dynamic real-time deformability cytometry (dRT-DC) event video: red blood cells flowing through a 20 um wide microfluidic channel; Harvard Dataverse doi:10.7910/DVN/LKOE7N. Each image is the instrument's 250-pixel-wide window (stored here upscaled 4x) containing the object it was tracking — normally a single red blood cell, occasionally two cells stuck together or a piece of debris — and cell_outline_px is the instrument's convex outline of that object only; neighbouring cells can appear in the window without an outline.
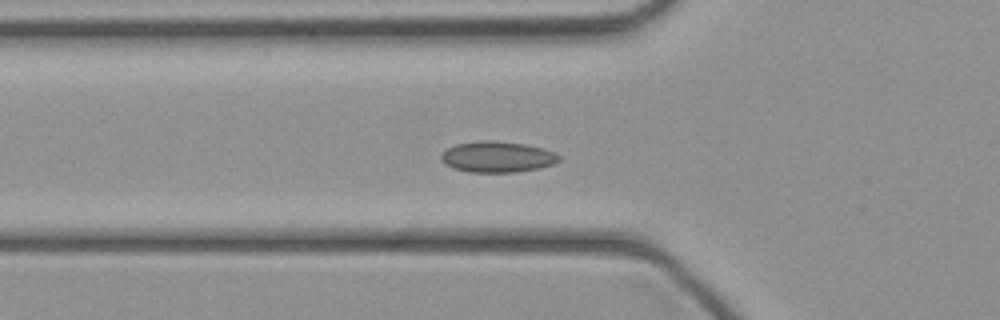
{"species": "common noctule bat (a hibernating species)", "species_latin": "Nyctalus noctula", "temperature_condition": "cold", "stored_images_in_passage": 45, "camera_frame_rate_fps": 3000, "um_per_image_px": 0.085, "animal": {"sex": "female", "body_mass_g": 21.9}, "frame": {"image": 1, "passage_image": 15, "time_ms": 4.667, "image_size_px": [1000, 320], "cell_outline_px": [[560, 160], [552, 164], [540, 168], [516, 172], [468, 172], [452, 168], [444, 164], [440, 160], [440, 156], [448, 148], [456, 144], [480, 140], [492, 140], [524, 144], [544, 148], [556, 152], [560, 156]], "centroid_in_image_um": [42.27, 13.33], "position_along_channel_um": 83.5, "area_um2": 21.44}}
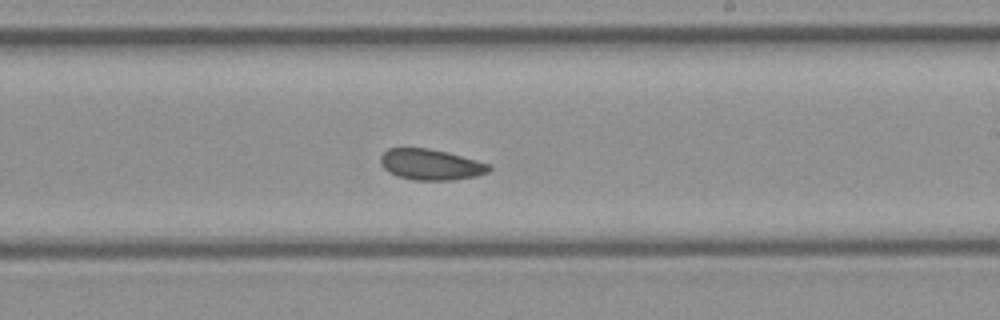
{"frame": {"image": 2, "passage_image": 26, "time_ms": 8.333, "image_size_px": [1000, 320], "cell_outline_px": [[492, 168], [488, 172], [476, 176], [452, 180], [412, 180], [396, 176], [388, 172], [380, 164], [380, 156], [388, 148], [428, 148], [448, 152], [492, 164]], "centroid_in_image_um": [36.62, 13.99], "position_along_channel_um": 252.4, "area_um2": 19.77}}
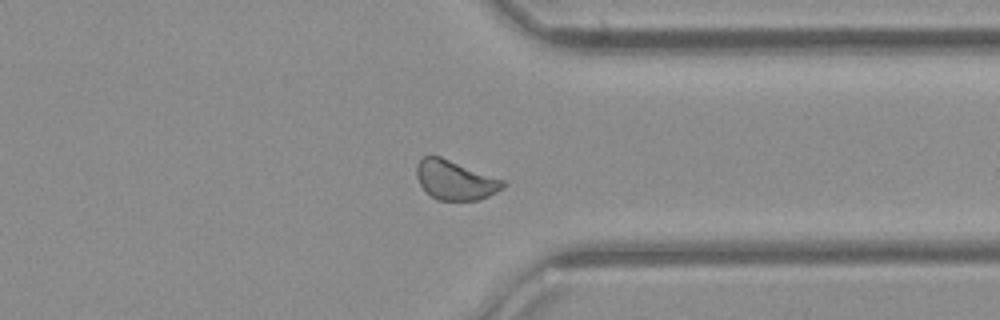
{"frame": {"image": 3, "passage_image": 34, "time_ms": 11.0, "image_size_px": [1000, 320], "cell_outline_px": [[508, 184], [504, 188], [480, 200], [436, 200], [420, 184], [416, 176], [416, 164], [424, 156], [440, 156], [504, 180]], "centroid_in_image_um": [38.7, 15.31], "position_along_channel_um": 372.7, "area_um2": 19.77}}